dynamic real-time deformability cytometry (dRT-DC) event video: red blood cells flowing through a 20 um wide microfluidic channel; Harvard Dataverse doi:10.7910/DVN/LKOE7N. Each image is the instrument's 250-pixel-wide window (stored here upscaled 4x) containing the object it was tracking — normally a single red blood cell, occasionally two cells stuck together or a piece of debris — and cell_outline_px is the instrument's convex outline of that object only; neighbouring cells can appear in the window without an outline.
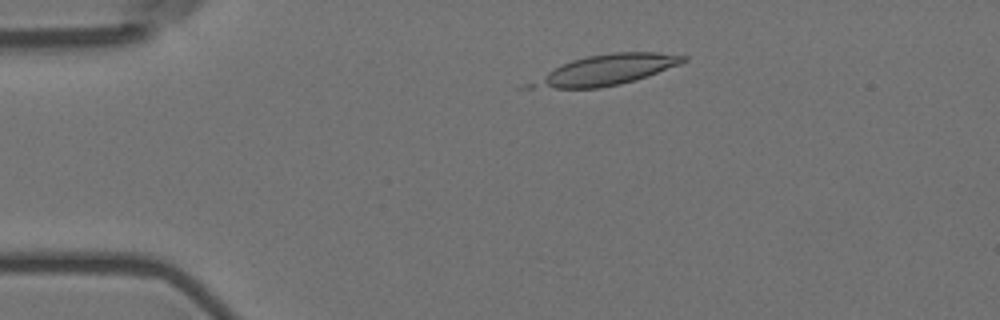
{"species": "Egyptian fruit bat (a non-hibernating species)", "species_latin": "Rousettus aegyptiacus", "temperature_condition": "room temperature", "stored_images_in_passage": 15, "camera_frame_rate_fps": 3000, "um_per_image_px": 0.085, "animal": {"sex": "female"}, "frame": {"image": 1, "passage_image": 9, "time_ms": 2.667, "image_size_px": [1000, 320], "cell_outline_px": [[688, 60], [680, 64], [620, 84], [600, 88], [516, 88], [572, 60], [588, 56], [612, 52], [656, 52], [688, 56]], "centroid_in_image_um": [51.46, 5.95], "position_along_channel_um": 33.5, "area_um2": 26.47}}